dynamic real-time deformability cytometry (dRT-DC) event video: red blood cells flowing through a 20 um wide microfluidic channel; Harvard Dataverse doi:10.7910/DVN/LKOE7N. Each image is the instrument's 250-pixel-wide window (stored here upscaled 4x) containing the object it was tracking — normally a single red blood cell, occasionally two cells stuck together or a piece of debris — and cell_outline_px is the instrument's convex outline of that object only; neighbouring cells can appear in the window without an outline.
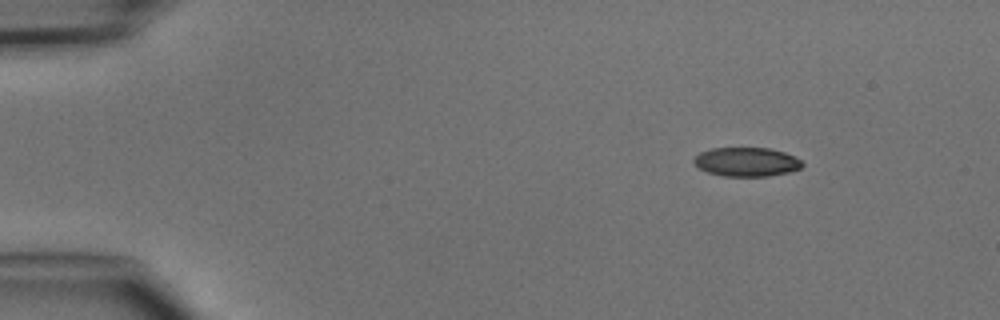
{"species": "common noctule bat (a hibernating species)", "species_latin": "Nyctalus noctula", "temperature_condition": "cold", "stored_images_in_passage": 3, "camera_frame_rate_fps": 3000, "um_per_image_px": 0.085, "animal": {"sex": "male", "body_mass_g": 15.6}, "frame": {"image": 1, "passage_image": 1, "time_ms": 0.0, "image_size_px": [1000, 320], "cell_outline_px": [[804, 164], [800, 168], [788, 172], [768, 176], [724, 176], [708, 172], [700, 168], [692, 160], [700, 152], [712, 148], [768, 148], [784, 152], [800, 160]], "centroid_in_image_um": [63.45, 13.76], "position_along_channel_um": 21.6, "area_um2": 18.09}}